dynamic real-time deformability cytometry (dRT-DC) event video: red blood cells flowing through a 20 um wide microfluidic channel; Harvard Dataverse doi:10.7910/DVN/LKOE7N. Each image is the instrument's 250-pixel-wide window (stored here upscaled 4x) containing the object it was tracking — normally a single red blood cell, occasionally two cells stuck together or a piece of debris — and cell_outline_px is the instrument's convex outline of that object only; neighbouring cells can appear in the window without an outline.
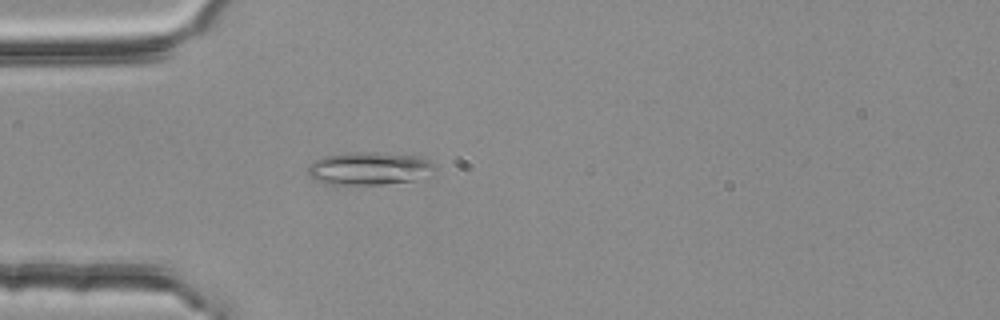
{"species": "common noctule bat (a hibernating species)", "species_latin": "Nyctalus noctula", "temperature_condition": "room temperature", "stored_images_in_passage": 3, "camera_frame_rate_fps": 3000, "um_per_image_px": 0.085, "animal": {"sex": "female", "body_mass_g": 25.1}, "frame": {"image": 1, "passage_image": 3, "time_ms": 0.667, "image_size_px": [1000, 320], "cell_outline_px": [[440, 172], [432, 176], [412, 180], [384, 184], [324, 184], [308, 176], [308, 168], [316, 160], [324, 156], [352, 152], [384, 152], [424, 156], [436, 164]], "centroid_in_image_um": [31.54, 14.31], "position_along_channel_um": 53.5, "area_um2": 25.03}}